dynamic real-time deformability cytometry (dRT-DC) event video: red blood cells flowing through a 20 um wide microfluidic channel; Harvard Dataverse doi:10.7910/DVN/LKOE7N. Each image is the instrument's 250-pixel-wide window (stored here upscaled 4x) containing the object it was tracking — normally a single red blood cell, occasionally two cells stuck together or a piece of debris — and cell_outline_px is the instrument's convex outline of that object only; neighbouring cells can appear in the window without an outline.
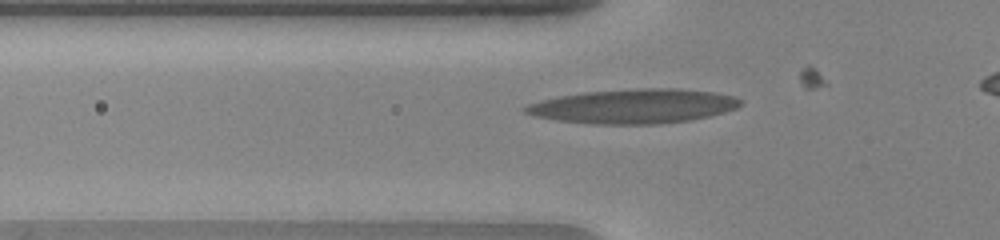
{"species": "human", "species_latin": "Homo sapiens", "temperature_condition": "warm", "stored_images_in_passage": 12, "camera_frame_rate_fps": 3000, "um_per_image_px": 0.085, "donor": {"sex": "female"}, "frame": {"image": 1, "passage_image": 6, "time_ms": 1.667, "image_size_px": [1000, 240], "cell_outline_px": [[740, 104], [736, 108], [724, 112], [708, 116], [688, 120], [660, 124], [592, 124], [556, 120], [536, 116], [524, 112], [520, 108], [528, 104], [540, 100], [560, 96], [584, 92], [636, 88], [676, 88], [712, 92], [732, 96], [740, 100]], "centroid_in_image_um": [53.8, 9.03], "position_along_channel_um": 72.0, "area_um2": 42.95}}
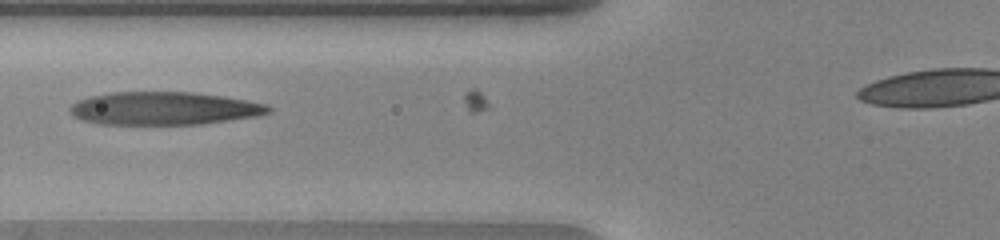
{"frame": {"image": 2, "passage_image": 9, "time_ms": 2.667, "image_size_px": [1000, 240], "cell_outline_px": [[272, 108], [268, 112], [256, 116], [200, 124], [100, 124], [80, 120], [72, 116], [68, 108], [76, 100], [88, 96], [112, 92], [188, 92], [220, 96], [244, 100], [264, 104]], "centroid_in_image_um": [13.81, 9.21], "position_along_channel_um": 112.0, "area_um2": 37.97}}